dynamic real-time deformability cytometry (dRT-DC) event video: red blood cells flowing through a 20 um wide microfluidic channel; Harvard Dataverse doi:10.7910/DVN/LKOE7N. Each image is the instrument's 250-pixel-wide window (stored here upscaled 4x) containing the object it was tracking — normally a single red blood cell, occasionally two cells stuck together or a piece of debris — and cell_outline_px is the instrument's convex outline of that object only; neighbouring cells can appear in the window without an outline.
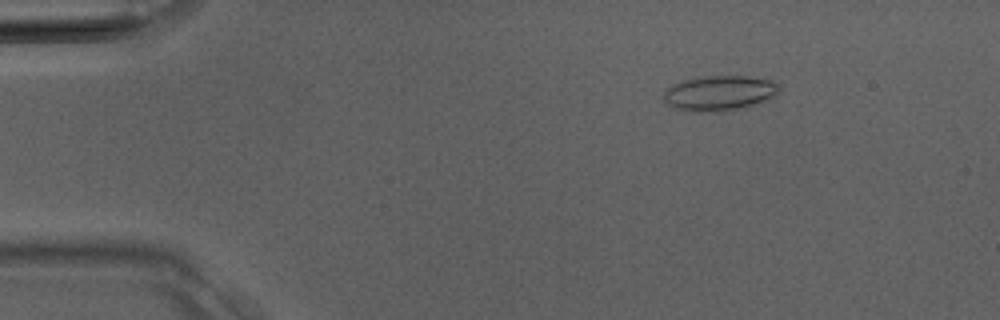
{"species": "Egyptian fruit bat (a non-hibernating species)", "species_latin": "Rousettus aegyptiacus", "temperature_condition": "room temperature", "stored_images_in_passage": 37, "camera_frame_rate_fps": 3000, "um_per_image_px": 0.085, "animal": {"sex": "male"}, "frame": {"image": 1, "passage_image": 4, "time_ms": 1.0, "image_size_px": [1000, 320], "cell_outline_px": [[780, 88], [772, 96], [736, 108], [720, 112], [692, 112], [676, 108], [668, 104], [664, 100], [664, 92], [672, 84], [680, 80], [704, 76], [744, 76], [772, 80], [780, 84]], "centroid_in_image_um": [61.06, 7.89], "position_along_channel_um": 23.9, "area_um2": 23.18}}
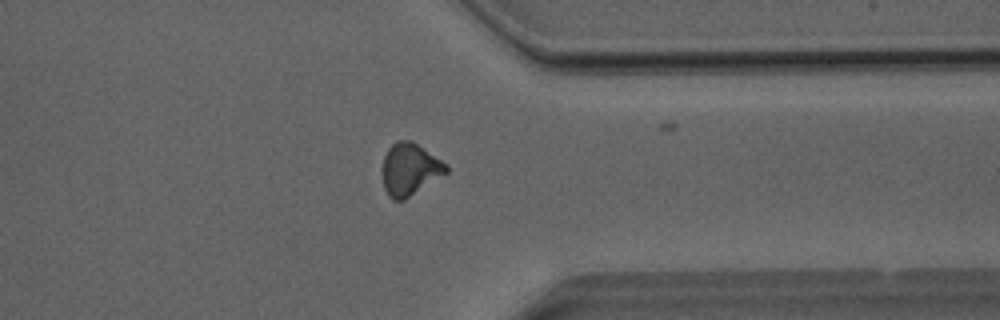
{"frame": {"image": 2, "passage_image": 28, "time_ms": 9.0, "image_size_px": [1000, 320], "cell_outline_px": [[448, 172], [404, 200], [392, 200], [388, 196], [384, 188], [384, 156], [388, 148], [392, 144], [400, 140], [412, 140], [448, 164]], "centroid_in_image_um": [34.86, 14.39], "position_along_channel_um": 376.5, "area_um2": 19.25}}
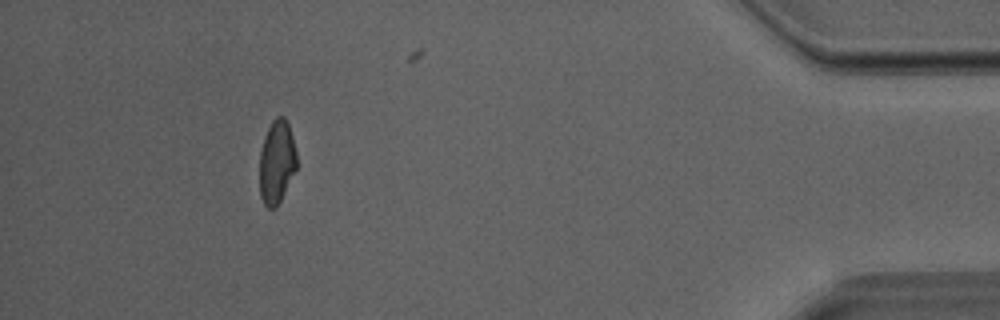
{"frame": {"image": 3, "passage_image": 33, "time_ms": 10.667, "image_size_px": [1000, 320], "cell_outline_px": [[296, 168], [276, 208], [268, 208], [264, 204], [260, 196], [260, 152], [264, 136], [272, 120], [276, 116], [284, 116], [288, 124], [292, 136], [296, 152]], "centroid_in_image_um": [23.5, 13.75], "position_along_channel_um": 411.7, "area_um2": 17.86}}